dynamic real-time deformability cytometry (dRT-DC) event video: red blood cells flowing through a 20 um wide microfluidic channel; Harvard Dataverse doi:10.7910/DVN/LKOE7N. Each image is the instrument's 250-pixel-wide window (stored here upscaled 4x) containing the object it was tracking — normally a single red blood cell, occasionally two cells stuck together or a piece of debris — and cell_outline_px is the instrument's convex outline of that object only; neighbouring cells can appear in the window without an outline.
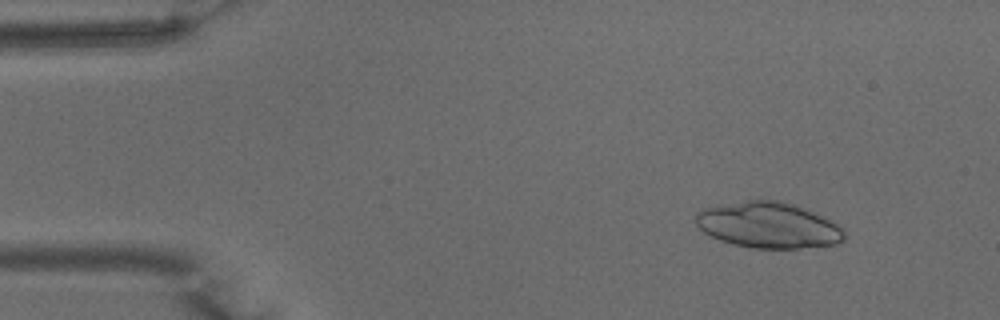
{"species": "common noctule bat (a hibernating species)", "species_latin": "Nyctalus noctula", "temperature_condition": "warm", "stored_images_in_passage": 50, "camera_frame_rate_fps": 3000, "um_per_image_px": 0.085, "animal": {"sex": "male", "body_mass_g": 15.6}, "frame": {"image": 1, "passage_image": 6, "time_ms": 1.667, "image_size_px": [1000, 320], "cell_outline_px": [[844, 240], [836, 244], [796, 248], [752, 248], [720, 240], [704, 232], [696, 224], [696, 212], [704, 208], [748, 200], [780, 200], [804, 208], [836, 224], [844, 232]], "centroid_in_image_um": [65.28, 19.14], "position_along_channel_um": 19.7, "area_um2": 39.07}}